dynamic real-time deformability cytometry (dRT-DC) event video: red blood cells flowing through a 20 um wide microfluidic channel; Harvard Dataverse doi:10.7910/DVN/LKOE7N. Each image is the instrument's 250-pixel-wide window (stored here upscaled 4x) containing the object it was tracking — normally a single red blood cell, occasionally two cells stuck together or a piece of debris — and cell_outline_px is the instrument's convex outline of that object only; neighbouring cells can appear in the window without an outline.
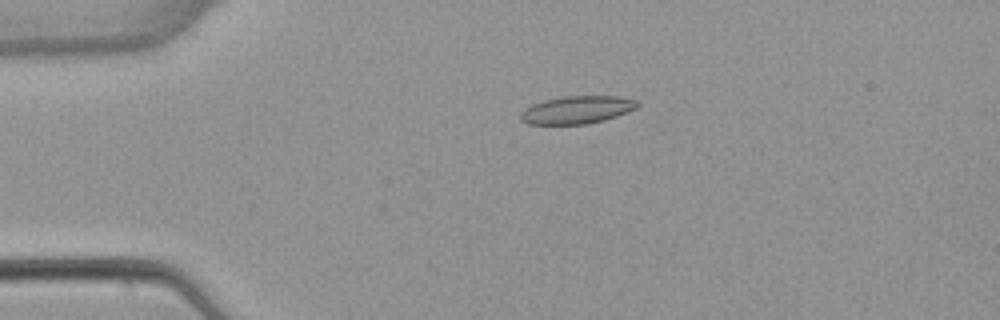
{"species": "common noctule bat (a hibernating species)", "species_latin": "Nyctalus noctula", "temperature_condition": "warm", "stored_images_in_passage": 6, "segment_of_instrument_passage": [1, 2], "camera_frame_rate_fps": 3000, "um_per_image_px": 0.085, "animal": {"sex": "female", "body_mass_g": 22.7, "forearm_length_mm": 54.2}, "frame": {"image": 1, "passage_image": 4, "time_ms": 3.667, "image_size_px": [1000, 320], "cell_outline_px": [[640, 104], [636, 108], [616, 116], [604, 120], [588, 124], [528, 124], [520, 120], [520, 112], [524, 108], [532, 104], [544, 100], [564, 96], [616, 96], [636, 100]], "centroid_in_image_um": [49.01, 9.34], "position_along_channel_um": 36.0, "area_um2": 18.9}}